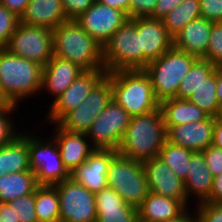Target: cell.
I'll return each instance as SVG.
<instances>
[{
  "mask_svg": "<svg viewBox=\"0 0 222 222\" xmlns=\"http://www.w3.org/2000/svg\"><path fill=\"white\" fill-rule=\"evenodd\" d=\"M167 141V129L160 107L133 116L117 149V154L138 162L156 158Z\"/></svg>",
  "mask_w": 222,
  "mask_h": 222,
  "instance_id": "6da1fadb",
  "label": "cell"
},
{
  "mask_svg": "<svg viewBox=\"0 0 222 222\" xmlns=\"http://www.w3.org/2000/svg\"><path fill=\"white\" fill-rule=\"evenodd\" d=\"M42 69L39 63L0 48V91L12 105L39 94L42 89ZM24 100V101H23Z\"/></svg>",
  "mask_w": 222,
  "mask_h": 222,
  "instance_id": "7a4b0ae2",
  "label": "cell"
},
{
  "mask_svg": "<svg viewBox=\"0 0 222 222\" xmlns=\"http://www.w3.org/2000/svg\"><path fill=\"white\" fill-rule=\"evenodd\" d=\"M54 56L70 61L84 71L104 69L103 46L93 39L76 20L52 30Z\"/></svg>",
  "mask_w": 222,
  "mask_h": 222,
  "instance_id": "3957f363",
  "label": "cell"
},
{
  "mask_svg": "<svg viewBox=\"0 0 222 222\" xmlns=\"http://www.w3.org/2000/svg\"><path fill=\"white\" fill-rule=\"evenodd\" d=\"M106 77L110 80L113 100L131 117L159 108L151 78L145 70L107 72Z\"/></svg>",
  "mask_w": 222,
  "mask_h": 222,
  "instance_id": "277c9868",
  "label": "cell"
},
{
  "mask_svg": "<svg viewBox=\"0 0 222 222\" xmlns=\"http://www.w3.org/2000/svg\"><path fill=\"white\" fill-rule=\"evenodd\" d=\"M197 59L172 46L147 65L145 71L151 78L153 92L159 103L176 98L180 82Z\"/></svg>",
  "mask_w": 222,
  "mask_h": 222,
  "instance_id": "5b68a950",
  "label": "cell"
},
{
  "mask_svg": "<svg viewBox=\"0 0 222 222\" xmlns=\"http://www.w3.org/2000/svg\"><path fill=\"white\" fill-rule=\"evenodd\" d=\"M106 178L108 187L136 208L150 193L143 163L119 154L111 160Z\"/></svg>",
  "mask_w": 222,
  "mask_h": 222,
  "instance_id": "8992f818",
  "label": "cell"
},
{
  "mask_svg": "<svg viewBox=\"0 0 222 222\" xmlns=\"http://www.w3.org/2000/svg\"><path fill=\"white\" fill-rule=\"evenodd\" d=\"M32 133L29 132V157L37 184L55 186L68 179L70 173L63 165L55 139L51 135L46 138V135H36L35 131Z\"/></svg>",
  "mask_w": 222,
  "mask_h": 222,
  "instance_id": "52a82bcc",
  "label": "cell"
},
{
  "mask_svg": "<svg viewBox=\"0 0 222 222\" xmlns=\"http://www.w3.org/2000/svg\"><path fill=\"white\" fill-rule=\"evenodd\" d=\"M104 69L107 72L140 70V43L136 17L128 19L103 46Z\"/></svg>",
  "mask_w": 222,
  "mask_h": 222,
  "instance_id": "ba28073f",
  "label": "cell"
},
{
  "mask_svg": "<svg viewBox=\"0 0 222 222\" xmlns=\"http://www.w3.org/2000/svg\"><path fill=\"white\" fill-rule=\"evenodd\" d=\"M5 49L44 67L54 56L52 30L20 22Z\"/></svg>",
  "mask_w": 222,
  "mask_h": 222,
  "instance_id": "9c48e42d",
  "label": "cell"
},
{
  "mask_svg": "<svg viewBox=\"0 0 222 222\" xmlns=\"http://www.w3.org/2000/svg\"><path fill=\"white\" fill-rule=\"evenodd\" d=\"M131 116L113 99L86 133L95 149L117 151Z\"/></svg>",
  "mask_w": 222,
  "mask_h": 222,
  "instance_id": "30bf717a",
  "label": "cell"
},
{
  "mask_svg": "<svg viewBox=\"0 0 222 222\" xmlns=\"http://www.w3.org/2000/svg\"><path fill=\"white\" fill-rule=\"evenodd\" d=\"M55 186L59 196L60 222H97L94 193L72 177Z\"/></svg>",
  "mask_w": 222,
  "mask_h": 222,
  "instance_id": "8fae6325",
  "label": "cell"
},
{
  "mask_svg": "<svg viewBox=\"0 0 222 222\" xmlns=\"http://www.w3.org/2000/svg\"><path fill=\"white\" fill-rule=\"evenodd\" d=\"M113 99L110 80L105 77L77 108L66 113L57 124L70 132L87 133L92 123Z\"/></svg>",
  "mask_w": 222,
  "mask_h": 222,
  "instance_id": "7c38bea8",
  "label": "cell"
},
{
  "mask_svg": "<svg viewBox=\"0 0 222 222\" xmlns=\"http://www.w3.org/2000/svg\"><path fill=\"white\" fill-rule=\"evenodd\" d=\"M105 69L84 71L70 86L47 108L45 123H57L66 113L84 102L90 92L106 77Z\"/></svg>",
  "mask_w": 222,
  "mask_h": 222,
  "instance_id": "4fadbf2b",
  "label": "cell"
},
{
  "mask_svg": "<svg viewBox=\"0 0 222 222\" xmlns=\"http://www.w3.org/2000/svg\"><path fill=\"white\" fill-rule=\"evenodd\" d=\"M128 19V14L94 1L93 4L75 20L101 46L110 39Z\"/></svg>",
  "mask_w": 222,
  "mask_h": 222,
  "instance_id": "5bb4252c",
  "label": "cell"
},
{
  "mask_svg": "<svg viewBox=\"0 0 222 222\" xmlns=\"http://www.w3.org/2000/svg\"><path fill=\"white\" fill-rule=\"evenodd\" d=\"M136 31L140 43V70L162 56L173 46V38L168 34L162 19L136 17Z\"/></svg>",
  "mask_w": 222,
  "mask_h": 222,
  "instance_id": "9a60e30c",
  "label": "cell"
},
{
  "mask_svg": "<svg viewBox=\"0 0 222 222\" xmlns=\"http://www.w3.org/2000/svg\"><path fill=\"white\" fill-rule=\"evenodd\" d=\"M149 191L179 200L187 208L184 181L159 157L143 162Z\"/></svg>",
  "mask_w": 222,
  "mask_h": 222,
  "instance_id": "2e32d148",
  "label": "cell"
},
{
  "mask_svg": "<svg viewBox=\"0 0 222 222\" xmlns=\"http://www.w3.org/2000/svg\"><path fill=\"white\" fill-rule=\"evenodd\" d=\"M49 126H53L54 129L50 131L52 133L49 132L48 134L55 139L63 165L71 173L87 160L95 148L86 133L67 131L57 123Z\"/></svg>",
  "mask_w": 222,
  "mask_h": 222,
  "instance_id": "e0dca14e",
  "label": "cell"
},
{
  "mask_svg": "<svg viewBox=\"0 0 222 222\" xmlns=\"http://www.w3.org/2000/svg\"><path fill=\"white\" fill-rule=\"evenodd\" d=\"M116 155L115 150L95 149L84 163L70 173V177L90 192L98 193L108 187L107 171L111 160Z\"/></svg>",
  "mask_w": 222,
  "mask_h": 222,
  "instance_id": "ac0fdd59",
  "label": "cell"
},
{
  "mask_svg": "<svg viewBox=\"0 0 222 222\" xmlns=\"http://www.w3.org/2000/svg\"><path fill=\"white\" fill-rule=\"evenodd\" d=\"M213 132L214 118L208 117L204 121L170 127L167 130V141L194 152H202L212 145Z\"/></svg>",
  "mask_w": 222,
  "mask_h": 222,
  "instance_id": "d6986e66",
  "label": "cell"
},
{
  "mask_svg": "<svg viewBox=\"0 0 222 222\" xmlns=\"http://www.w3.org/2000/svg\"><path fill=\"white\" fill-rule=\"evenodd\" d=\"M78 65L53 56L42 69L41 94H50L53 97L50 105L83 73Z\"/></svg>",
  "mask_w": 222,
  "mask_h": 222,
  "instance_id": "ffe728a7",
  "label": "cell"
},
{
  "mask_svg": "<svg viewBox=\"0 0 222 222\" xmlns=\"http://www.w3.org/2000/svg\"><path fill=\"white\" fill-rule=\"evenodd\" d=\"M188 166L187 176L183 180L187 195V208L193 203L192 200L194 206L207 202L213 185V175L202 152H195L191 156Z\"/></svg>",
  "mask_w": 222,
  "mask_h": 222,
  "instance_id": "44dd1931",
  "label": "cell"
},
{
  "mask_svg": "<svg viewBox=\"0 0 222 222\" xmlns=\"http://www.w3.org/2000/svg\"><path fill=\"white\" fill-rule=\"evenodd\" d=\"M97 222H137L138 208L127 204L113 189L95 193Z\"/></svg>",
  "mask_w": 222,
  "mask_h": 222,
  "instance_id": "7402d4cb",
  "label": "cell"
},
{
  "mask_svg": "<svg viewBox=\"0 0 222 222\" xmlns=\"http://www.w3.org/2000/svg\"><path fill=\"white\" fill-rule=\"evenodd\" d=\"M213 22L202 17L192 20L173 37V47L197 58L207 53Z\"/></svg>",
  "mask_w": 222,
  "mask_h": 222,
  "instance_id": "603a6c76",
  "label": "cell"
},
{
  "mask_svg": "<svg viewBox=\"0 0 222 222\" xmlns=\"http://www.w3.org/2000/svg\"><path fill=\"white\" fill-rule=\"evenodd\" d=\"M69 21L62 0H30L20 22L29 26L55 29Z\"/></svg>",
  "mask_w": 222,
  "mask_h": 222,
  "instance_id": "cb8c5ba5",
  "label": "cell"
},
{
  "mask_svg": "<svg viewBox=\"0 0 222 222\" xmlns=\"http://www.w3.org/2000/svg\"><path fill=\"white\" fill-rule=\"evenodd\" d=\"M187 208L177 199L150 192L138 207L142 222H167L177 218Z\"/></svg>",
  "mask_w": 222,
  "mask_h": 222,
  "instance_id": "d4e9b609",
  "label": "cell"
},
{
  "mask_svg": "<svg viewBox=\"0 0 222 222\" xmlns=\"http://www.w3.org/2000/svg\"><path fill=\"white\" fill-rule=\"evenodd\" d=\"M29 131L30 129H25L12 143L0 147V177L8 173L31 170Z\"/></svg>",
  "mask_w": 222,
  "mask_h": 222,
  "instance_id": "484cf974",
  "label": "cell"
},
{
  "mask_svg": "<svg viewBox=\"0 0 222 222\" xmlns=\"http://www.w3.org/2000/svg\"><path fill=\"white\" fill-rule=\"evenodd\" d=\"M159 107L167 130L172 126L204 121L209 117L197 105L187 99H168L162 101Z\"/></svg>",
  "mask_w": 222,
  "mask_h": 222,
  "instance_id": "4316f807",
  "label": "cell"
},
{
  "mask_svg": "<svg viewBox=\"0 0 222 222\" xmlns=\"http://www.w3.org/2000/svg\"><path fill=\"white\" fill-rule=\"evenodd\" d=\"M38 184L30 171L8 173L0 177V202L8 203L35 191Z\"/></svg>",
  "mask_w": 222,
  "mask_h": 222,
  "instance_id": "83f0119b",
  "label": "cell"
},
{
  "mask_svg": "<svg viewBox=\"0 0 222 222\" xmlns=\"http://www.w3.org/2000/svg\"><path fill=\"white\" fill-rule=\"evenodd\" d=\"M35 213L40 222H60L59 196L56 186H37Z\"/></svg>",
  "mask_w": 222,
  "mask_h": 222,
  "instance_id": "f1b7e54d",
  "label": "cell"
},
{
  "mask_svg": "<svg viewBox=\"0 0 222 222\" xmlns=\"http://www.w3.org/2000/svg\"><path fill=\"white\" fill-rule=\"evenodd\" d=\"M201 17L200 0H184L162 18L168 34L173 38L185 25Z\"/></svg>",
  "mask_w": 222,
  "mask_h": 222,
  "instance_id": "f546056e",
  "label": "cell"
},
{
  "mask_svg": "<svg viewBox=\"0 0 222 222\" xmlns=\"http://www.w3.org/2000/svg\"><path fill=\"white\" fill-rule=\"evenodd\" d=\"M216 68L215 71L203 80L201 85L194 91L189 98V102L197 105L209 117L215 118L220 104L216 95Z\"/></svg>",
  "mask_w": 222,
  "mask_h": 222,
  "instance_id": "4dcf8cb0",
  "label": "cell"
},
{
  "mask_svg": "<svg viewBox=\"0 0 222 222\" xmlns=\"http://www.w3.org/2000/svg\"><path fill=\"white\" fill-rule=\"evenodd\" d=\"M216 65L203 58H198L191 66L189 72L180 82L176 98L188 99L196 91L204 79L215 71Z\"/></svg>",
  "mask_w": 222,
  "mask_h": 222,
  "instance_id": "1f68e13d",
  "label": "cell"
},
{
  "mask_svg": "<svg viewBox=\"0 0 222 222\" xmlns=\"http://www.w3.org/2000/svg\"><path fill=\"white\" fill-rule=\"evenodd\" d=\"M195 152L168 141L162 146L158 157L175 172V174L184 180L188 173L191 156Z\"/></svg>",
  "mask_w": 222,
  "mask_h": 222,
  "instance_id": "d6a6232c",
  "label": "cell"
},
{
  "mask_svg": "<svg viewBox=\"0 0 222 222\" xmlns=\"http://www.w3.org/2000/svg\"><path fill=\"white\" fill-rule=\"evenodd\" d=\"M16 214L19 222H38L35 213V191L7 203Z\"/></svg>",
  "mask_w": 222,
  "mask_h": 222,
  "instance_id": "836d02e7",
  "label": "cell"
},
{
  "mask_svg": "<svg viewBox=\"0 0 222 222\" xmlns=\"http://www.w3.org/2000/svg\"><path fill=\"white\" fill-rule=\"evenodd\" d=\"M16 105H11L2 115H0V147L12 143L21 134V129L15 127L14 117ZM15 111V112H14ZM11 116V117H10ZM13 117V118H12Z\"/></svg>",
  "mask_w": 222,
  "mask_h": 222,
  "instance_id": "e575fe53",
  "label": "cell"
},
{
  "mask_svg": "<svg viewBox=\"0 0 222 222\" xmlns=\"http://www.w3.org/2000/svg\"><path fill=\"white\" fill-rule=\"evenodd\" d=\"M20 23V17L0 4V48H5Z\"/></svg>",
  "mask_w": 222,
  "mask_h": 222,
  "instance_id": "d590c367",
  "label": "cell"
},
{
  "mask_svg": "<svg viewBox=\"0 0 222 222\" xmlns=\"http://www.w3.org/2000/svg\"><path fill=\"white\" fill-rule=\"evenodd\" d=\"M203 59L222 66V22L212 24L207 53Z\"/></svg>",
  "mask_w": 222,
  "mask_h": 222,
  "instance_id": "8d00e7d4",
  "label": "cell"
},
{
  "mask_svg": "<svg viewBox=\"0 0 222 222\" xmlns=\"http://www.w3.org/2000/svg\"><path fill=\"white\" fill-rule=\"evenodd\" d=\"M198 222H222V203L204 202L196 205Z\"/></svg>",
  "mask_w": 222,
  "mask_h": 222,
  "instance_id": "74e56055",
  "label": "cell"
},
{
  "mask_svg": "<svg viewBox=\"0 0 222 222\" xmlns=\"http://www.w3.org/2000/svg\"><path fill=\"white\" fill-rule=\"evenodd\" d=\"M201 17L213 23L222 22V0H200Z\"/></svg>",
  "mask_w": 222,
  "mask_h": 222,
  "instance_id": "f35d334b",
  "label": "cell"
},
{
  "mask_svg": "<svg viewBox=\"0 0 222 222\" xmlns=\"http://www.w3.org/2000/svg\"><path fill=\"white\" fill-rule=\"evenodd\" d=\"M158 0H130L129 18L148 17L154 13Z\"/></svg>",
  "mask_w": 222,
  "mask_h": 222,
  "instance_id": "ab89813d",
  "label": "cell"
},
{
  "mask_svg": "<svg viewBox=\"0 0 222 222\" xmlns=\"http://www.w3.org/2000/svg\"><path fill=\"white\" fill-rule=\"evenodd\" d=\"M202 153L205 156L206 164L213 177L222 173V149L211 145L202 151Z\"/></svg>",
  "mask_w": 222,
  "mask_h": 222,
  "instance_id": "60d3db41",
  "label": "cell"
},
{
  "mask_svg": "<svg viewBox=\"0 0 222 222\" xmlns=\"http://www.w3.org/2000/svg\"><path fill=\"white\" fill-rule=\"evenodd\" d=\"M95 0H62L63 9L69 20H75L85 12Z\"/></svg>",
  "mask_w": 222,
  "mask_h": 222,
  "instance_id": "b9f144b4",
  "label": "cell"
},
{
  "mask_svg": "<svg viewBox=\"0 0 222 222\" xmlns=\"http://www.w3.org/2000/svg\"><path fill=\"white\" fill-rule=\"evenodd\" d=\"M183 1L184 0H158L154 13L150 17L162 19Z\"/></svg>",
  "mask_w": 222,
  "mask_h": 222,
  "instance_id": "7bdbcfd3",
  "label": "cell"
},
{
  "mask_svg": "<svg viewBox=\"0 0 222 222\" xmlns=\"http://www.w3.org/2000/svg\"><path fill=\"white\" fill-rule=\"evenodd\" d=\"M30 0H0V4L21 18Z\"/></svg>",
  "mask_w": 222,
  "mask_h": 222,
  "instance_id": "ee69618b",
  "label": "cell"
},
{
  "mask_svg": "<svg viewBox=\"0 0 222 222\" xmlns=\"http://www.w3.org/2000/svg\"><path fill=\"white\" fill-rule=\"evenodd\" d=\"M207 202L222 203V173L213 177L211 194Z\"/></svg>",
  "mask_w": 222,
  "mask_h": 222,
  "instance_id": "f6af8a7d",
  "label": "cell"
},
{
  "mask_svg": "<svg viewBox=\"0 0 222 222\" xmlns=\"http://www.w3.org/2000/svg\"><path fill=\"white\" fill-rule=\"evenodd\" d=\"M100 4L111 6L127 14L130 13V0H95Z\"/></svg>",
  "mask_w": 222,
  "mask_h": 222,
  "instance_id": "bcb514c9",
  "label": "cell"
},
{
  "mask_svg": "<svg viewBox=\"0 0 222 222\" xmlns=\"http://www.w3.org/2000/svg\"><path fill=\"white\" fill-rule=\"evenodd\" d=\"M0 222H19L16 214L7 203L0 202Z\"/></svg>",
  "mask_w": 222,
  "mask_h": 222,
  "instance_id": "7dc6e473",
  "label": "cell"
},
{
  "mask_svg": "<svg viewBox=\"0 0 222 222\" xmlns=\"http://www.w3.org/2000/svg\"><path fill=\"white\" fill-rule=\"evenodd\" d=\"M191 207L187 208L182 214H180L177 218L171 219L167 222H198L197 213L195 208ZM193 212V213H192Z\"/></svg>",
  "mask_w": 222,
  "mask_h": 222,
  "instance_id": "c3c4849f",
  "label": "cell"
},
{
  "mask_svg": "<svg viewBox=\"0 0 222 222\" xmlns=\"http://www.w3.org/2000/svg\"><path fill=\"white\" fill-rule=\"evenodd\" d=\"M212 145L222 149V123L218 122L215 118Z\"/></svg>",
  "mask_w": 222,
  "mask_h": 222,
  "instance_id": "681fc988",
  "label": "cell"
},
{
  "mask_svg": "<svg viewBox=\"0 0 222 222\" xmlns=\"http://www.w3.org/2000/svg\"><path fill=\"white\" fill-rule=\"evenodd\" d=\"M216 95L218 102L222 105V66H216Z\"/></svg>",
  "mask_w": 222,
  "mask_h": 222,
  "instance_id": "f907efd6",
  "label": "cell"
},
{
  "mask_svg": "<svg viewBox=\"0 0 222 222\" xmlns=\"http://www.w3.org/2000/svg\"><path fill=\"white\" fill-rule=\"evenodd\" d=\"M12 104L4 97L0 96V115H2Z\"/></svg>",
  "mask_w": 222,
  "mask_h": 222,
  "instance_id": "816d5d0a",
  "label": "cell"
},
{
  "mask_svg": "<svg viewBox=\"0 0 222 222\" xmlns=\"http://www.w3.org/2000/svg\"><path fill=\"white\" fill-rule=\"evenodd\" d=\"M215 119L218 121V122H221L222 123V105H220L219 109H218V112H217V115L215 116Z\"/></svg>",
  "mask_w": 222,
  "mask_h": 222,
  "instance_id": "f5cc1de1",
  "label": "cell"
}]
</instances>
